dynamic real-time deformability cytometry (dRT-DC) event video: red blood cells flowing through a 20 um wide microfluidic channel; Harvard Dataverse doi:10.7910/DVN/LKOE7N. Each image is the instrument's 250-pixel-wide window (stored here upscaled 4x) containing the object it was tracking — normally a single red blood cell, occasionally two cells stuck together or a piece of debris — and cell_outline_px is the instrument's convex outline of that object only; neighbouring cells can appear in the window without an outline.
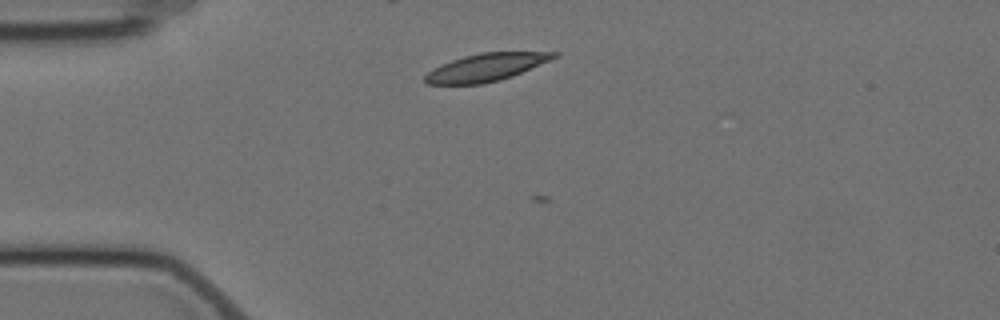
{"species": "Egyptian fruit bat (a non-hibernating species)", "species_latin": "Rousettus aegyptiacus", "temperature_condition": "cold", "stored_images_in_passage": 3, "camera_frame_rate_fps": 3000, "um_per_image_px": 0.085, "animal": {"sex": "female"}, "frame": {"image": 1, "passage_image": 2, "time_ms": 1.333, "image_size_px": [1000, 320], "cell_outline_px": [[560, 56], [512, 76], [500, 80], [480, 84], [424, 84], [424, 76], [432, 68], [452, 60], [464, 56], [480, 52], [560, 52]], "centroid_in_image_um": [41.31, 5.72], "position_along_channel_um": 43.7, "area_um2": 20.75}}